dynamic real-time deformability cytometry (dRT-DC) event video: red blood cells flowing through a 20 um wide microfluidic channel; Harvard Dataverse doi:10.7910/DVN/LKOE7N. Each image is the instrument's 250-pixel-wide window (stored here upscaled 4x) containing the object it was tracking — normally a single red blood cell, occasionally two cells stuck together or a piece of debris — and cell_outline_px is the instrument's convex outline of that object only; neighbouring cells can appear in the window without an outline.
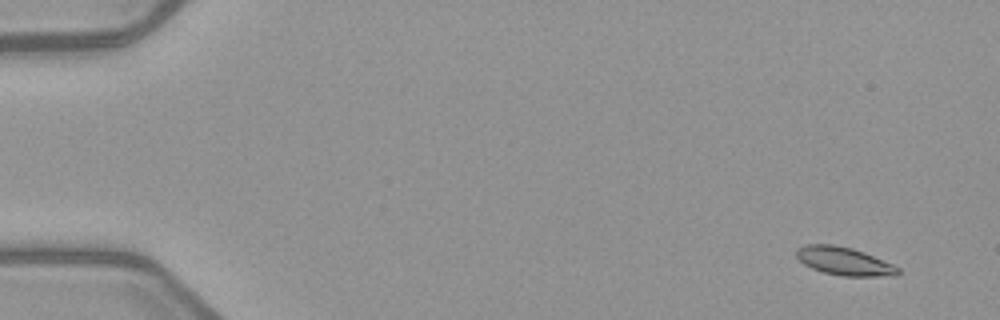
{"species": "common noctule bat (a hibernating species)", "species_latin": "Nyctalus noctula", "temperature_condition": "warm", "stored_images_in_passage": 7, "camera_frame_rate_fps": 3000, "um_per_image_px": 0.085, "animal": {"sex": "female", "body_mass_g": 21.9}, "frame": {"image": 1, "passage_image": 1, "time_ms": 0.0, "image_size_px": [1000, 320], "cell_outline_px": [[900, 272], [896, 276], [844, 276], [824, 272], [812, 268], [804, 264], [796, 256], [796, 248], [808, 244], [832, 244], [852, 248], [864, 252], [892, 264], [900, 268]], "centroid_in_image_um": [71.76, 22.2], "position_along_channel_um": 13.2, "area_um2": 16.59}}
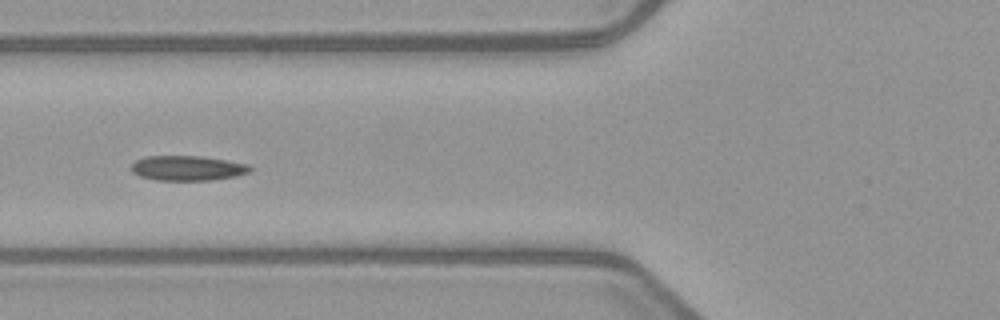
{"frame": {"image": 2, "passage_image": 6, "time_ms": 6.0, "image_size_px": [1000, 320], "cell_outline_px": [[252, 168], [248, 172], [236, 176], [212, 180], [156, 180], [140, 176], [132, 172], [128, 168], [136, 160], [144, 156], [200, 156], [228, 160], [248, 164]], "centroid_in_image_um": [15.91, 14.28], "position_along_channel_um": 109.9, "area_um2": 17.34}}
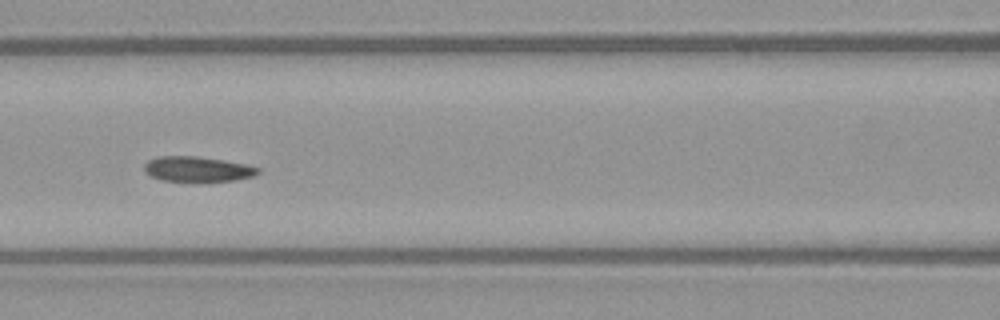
{"frame": {"image": 3, "passage_image": 7, "time_ms": 7.0, "image_size_px": [1000, 320], "cell_outline_px": [[260, 172], [252, 176], [236, 180], [160, 180], [148, 176], [144, 172], [144, 164], [148, 160], [156, 156], [196, 156], [224, 160], [248, 164], [260, 168]], "centroid_in_image_um": [16.75, 14.35], "position_along_channel_um": 149.9, "area_um2": 16.59}}